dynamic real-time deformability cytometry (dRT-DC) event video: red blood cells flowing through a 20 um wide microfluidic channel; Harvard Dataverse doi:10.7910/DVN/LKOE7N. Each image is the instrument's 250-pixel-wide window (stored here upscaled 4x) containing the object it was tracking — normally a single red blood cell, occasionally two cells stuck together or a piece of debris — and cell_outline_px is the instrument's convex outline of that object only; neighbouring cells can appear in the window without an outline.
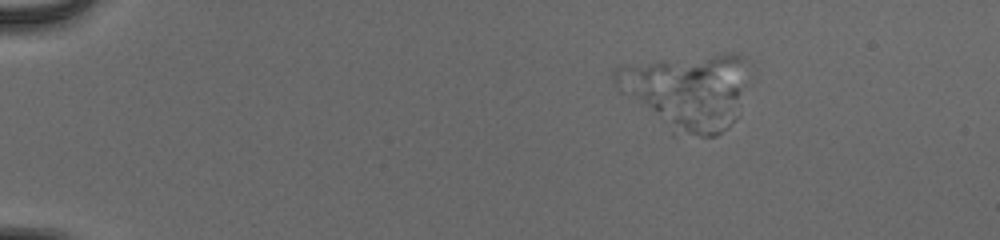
{"species": "human", "species_latin": "Homo sapiens", "temperature_condition": "cold", "stored_images_in_passage": 18, "camera_frame_rate_fps": 3000, "um_per_image_px": 0.085, "donor": {"sex": "male"}, "frame": {"image": 1, "passage_image": 3, "time_ms": 0.667, "image_size_px": [1000, 240], "cell_outline_px": [[744, 60], [740, 116], [728, 128], [716, 136], [672, 136], [620, 92], [612, 76], [612, 72], [620, 64], [724, 52], [740, 52], [744, 56]], "centroid_in_image_um": [58.34, 7.79], "position_along_channel_um": 26.7, "area_um2": 60.4}}
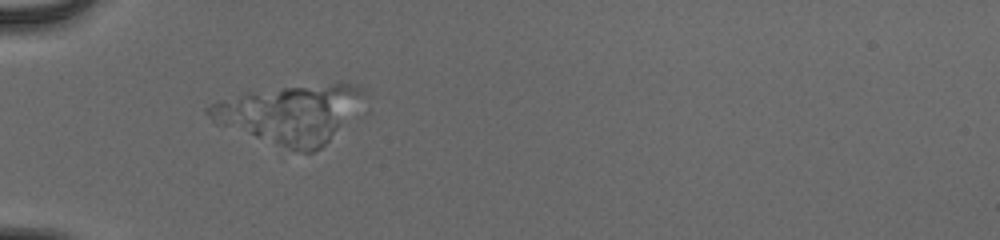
{"frame": {"image": 2, "passage_image": 13, "time_ms": 4.0, "image_size_px": [1000, 240], "cell_outline_px": [[364, 92], [328, 140], [320, 148], [312, 152], [300, 152], [216, 124], [204, 112], [204, 108], [212, 104], [244, 92], [340, 80], [344, 80], [356, 84], [364, 88]], "centroid_in_image_um": [24.58, 9.62], "position_along_channel_um": 60.4, "area_um2": 51.5}}